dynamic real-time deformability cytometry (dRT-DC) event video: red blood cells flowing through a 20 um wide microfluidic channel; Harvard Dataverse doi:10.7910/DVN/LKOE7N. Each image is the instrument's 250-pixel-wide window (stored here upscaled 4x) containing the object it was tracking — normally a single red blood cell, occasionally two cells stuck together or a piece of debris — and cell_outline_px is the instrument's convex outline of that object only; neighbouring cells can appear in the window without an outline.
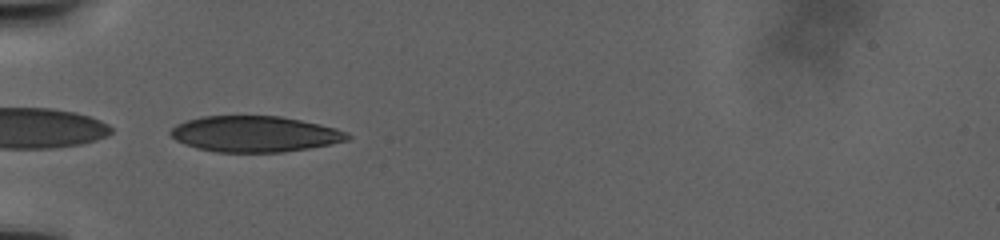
{"species": "human", "species_latin": "Homo sapiens", "temperature_condition": "warm", "stored_images_in_passage": 75, "camera_frame_rate_fps": 3000, "um_per_image_px": 0.085, "donor": {"sex": "male"}, "frame": {"image": 1, "passage_image": 1, "time_ms": 0.0, "image_size_px": [1000, 240], "cell_outline_px": [[352, 136], [348, 140], [332, 144], [284, 152], [216, 152], [196, 148], [184, 144], [176, 140], [168, 132], [176, 124], [200, 116], [280, 116], [320, 124], [336, 128], [348, 132]], "centroid_in_image_um": [21.66, 11.39], "position_along_channel_um": 63.3, "area_um2": 37.17}}
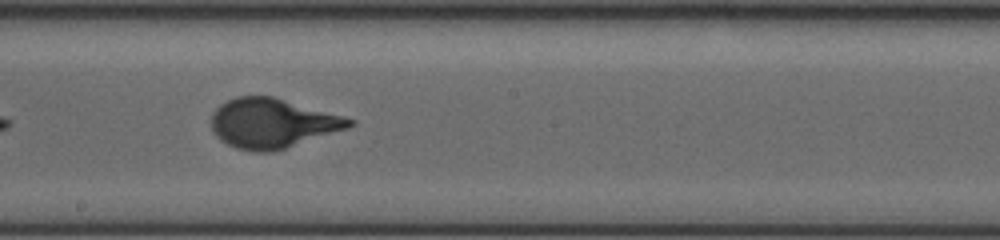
{"frame": {"image": 2, "passage_image": 30, "time_ms": 9.667, "image_size_px": [1000, 240], "cell_outline_px": [[356, 124], [348, 128], [272, 152], [252, 152], [236, 148], [220, 140], [212, 132], [212, 112], [220, 104], [236, 96], [272, 96], [344, 116], [356, 120]], "centroid_in_image_um": [23.14, 10.47], "position_along_channel_um": 225.1, "area_um2": 39.82}}
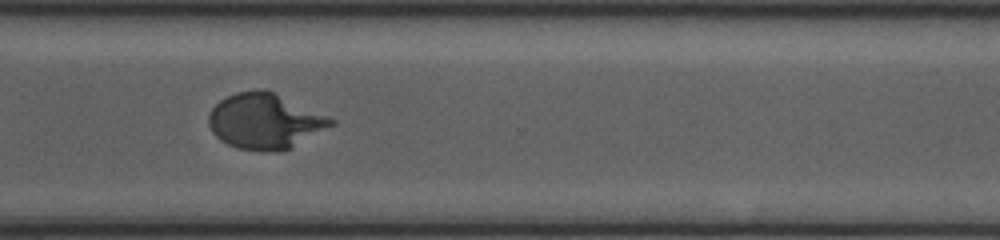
{"frame": {"image": 3, "passage_image": 51, "time_ms": 16.667, "image_size_px": [1000, 240], "cell_outline_px": [[336, 124], [292, 148], [276, 152], [236, 148], [220, 140], [212, 132], [208, 124], [208, 116], [212, 108], [220, 100], [236, 92], [256, 88], [264, 88], [328, 116], [336, 120]], "centroid_in_image_um": [22.53, 10.3], "position_along_channel_um": 348.1, "area_um2": 39.71}}